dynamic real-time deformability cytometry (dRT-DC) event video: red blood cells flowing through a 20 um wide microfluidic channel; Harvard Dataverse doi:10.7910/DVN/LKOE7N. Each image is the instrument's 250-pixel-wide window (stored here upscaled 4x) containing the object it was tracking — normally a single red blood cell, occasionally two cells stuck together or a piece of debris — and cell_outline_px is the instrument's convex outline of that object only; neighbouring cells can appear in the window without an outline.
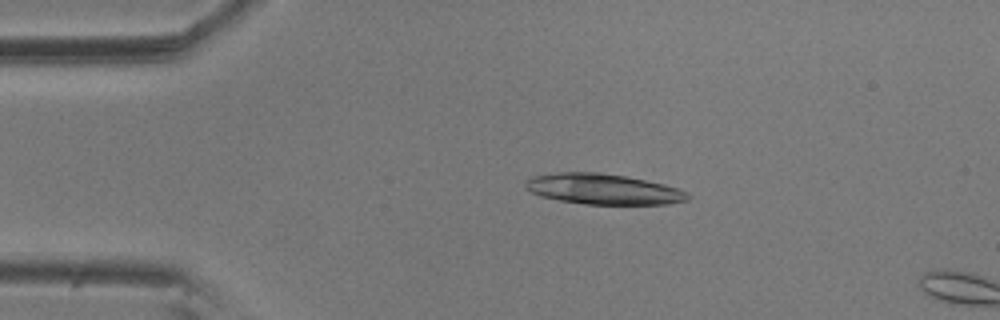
{"species": "common noctule bat (a hibernating species)", "species_latin": "Nyctalus noctula", "temperature_condition": "room temperature", "stored_images_in_passage": 13, "camera_frame_rate_fps": 3000, "um_per_image_px": 0.085, "animal": {"sex": "male", "body_mass_g": 20.5, "forearm_length_mm": 52.5}, "frame": {"image": 1, "passage_image": 11, "time_ms": 3.333, "image_size_px": [1000, 320], "cell_outline_px": [[692, 196], [688, 200], [668, 204], [584, 204], [560, 200], [540, 196], [524, 188], [524, 180], [532, 176], [556, 172], [600, 172], [624, 176], [664, 184], [680, 188], [688, 192]], "centroid_in_image_um": [51.27, 16.07], "position_along_channel_um": 33.7, "area_um2": 29.13}}